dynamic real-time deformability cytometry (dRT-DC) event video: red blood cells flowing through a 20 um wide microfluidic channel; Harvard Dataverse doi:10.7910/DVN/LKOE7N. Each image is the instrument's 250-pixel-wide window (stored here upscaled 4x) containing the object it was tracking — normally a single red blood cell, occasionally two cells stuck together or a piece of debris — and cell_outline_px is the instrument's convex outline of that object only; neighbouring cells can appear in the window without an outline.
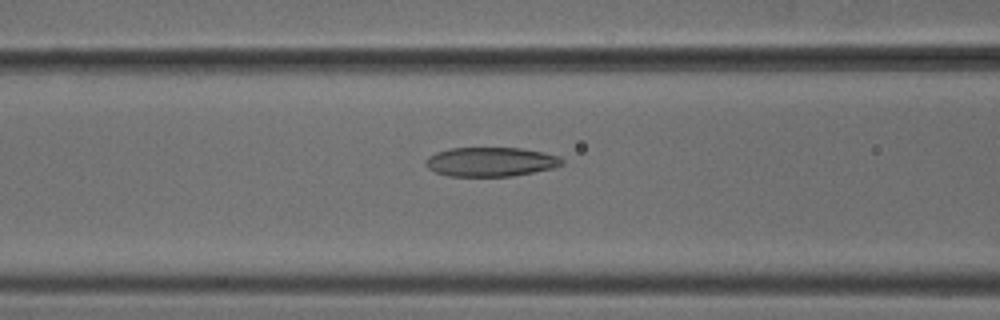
{"species": "common noctule bat (a hibernating species)", "species_latin": "Nyctalus noctula", "temperature_condition": "cold", "stored_images_in_passage": 33, "camera_frame_rate_fps": 3000, "um_per_image_px": 0.085, "animal": {"sex": "male", "body_mass_g": 18.8}, "frame": {"image": 1, "passage_image": 5, "time_ms": 1.333, "image_size_px": [1000, 320], "cell_outline_px": [[564, 164], [552, 168], [512, 176], [448, 176], [436, 172], [428, 168], [424, 164], [424, 160], [428, 156], [436, 152], [448, 148], [520, 148], [544, 152], [560, 156], [564, 160]], "centroid_in_image_um": [41.69, 13.75], "position_along_channel_um": 124.9, "area_um2": 23.35}}
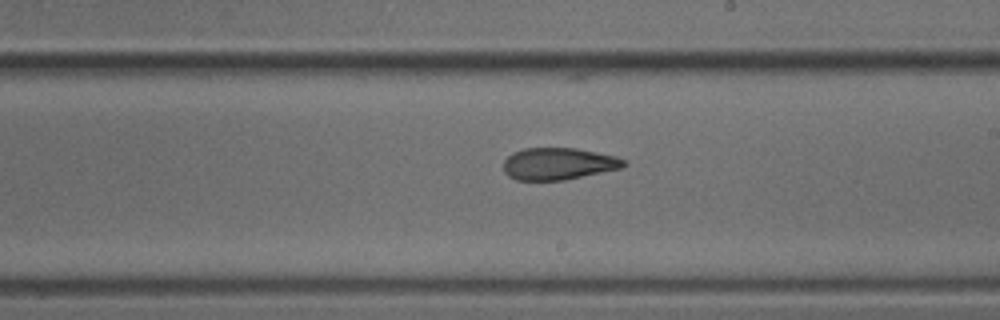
{"frame": {"image": 2, "passage_image": 14, "time_ms": 4.333, "image_size_px": [1000, 320], "cell_outline_px": [[628, 164], [624, 168], [564, 180], [516, 180], [508, 176], [504, 172], [504, 160], [512, 152], [524, 148], [576, 148], [616, 156], [624, 160]], "centroid_in_image_um": [47.48, 13.92], "position_along_channel_um": 241.5, "area_um2": 22.6}}
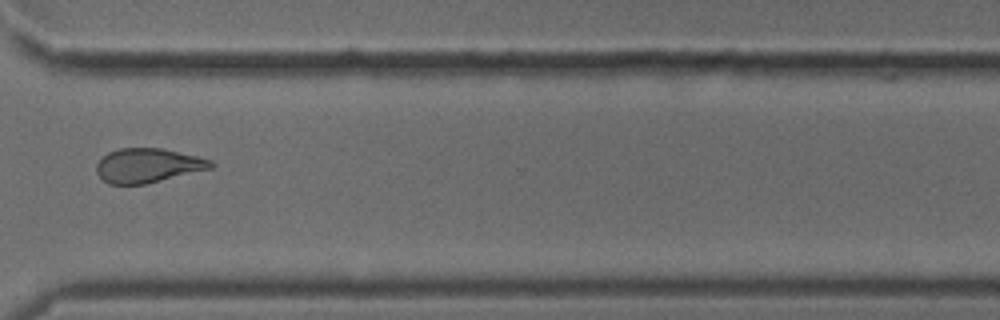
{"frame": {"image": 3, "passage_image": 23, "time_ms": 7.333, "image_size_px": [1000, 320], "cell_outline_px": [[216, 164], [212, 168], [144, 184], [108, 184], [96, 172], [96, 164], [108, 152], [120, 148], [160, 148], [196, 156], [212, 160]], "centroid_in_image_um": [12.56, 14.06], "position_along_channel_um": 358.0, "area_um2": 22.6}}